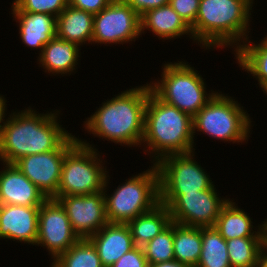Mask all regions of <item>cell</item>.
Instances as JSON below:
<instances>
[{
  "label": "cell",
  "mask_w": 267,
  "mask_h": 267,
  "mask_svg": "<svg viewBox=\"0 0 267 267\" xmlns=\"http://www.w3.org/2000/svg\"><path fill=\"white\" fill-rule=\"evenodd\" d=\"M52 111L38 113L29 106L8 115L0 135V161L14 164L23 156L58 149L72 133L58 123L60 110Z\"/></svg>",
  "instance_id": "cell-1"
},
{
  "label": "cell",
  "mask_w": 267,
  "mask_h": 267,
  "mask_svg": "<svg viewBox=\"0 0 267 267\" xmlns=\"http://www.w3.org/2000/svg\"><path fill=\"white\" fill-rule=\"evenodd\" d=\"M148 96V83L124 90L104 101L94 114L83 121V128L93 136L121 146L142 147Z\"/></svg>",
  "instance_id": "cell-2"
},
{
  "label": "cell",
  "mask_w": 267,
  "mask_h": 267,
  "mask_svg": "<svg viewBox=\"0 0 267 267\" xmlns=\"http://www.w3.org/2000/svg\"><path fill=\"white\" fill-rule=\"evenodd\" d=\"M253 0H200L191 31L194 42L207 49L234 48L249 39ZM202 44V45H201Z\"/></svg>",
  "instance_id": "cell-3"
},
{
  "label": "cell",
  "mask_w": 267,
  "mask_h": 267,
  "mask_svg": "<svg viewBox=\"0 0 267 267\" xmlns=\"http://www.w3.org/2000/svg\"><path fill=\"white\" fill-rule=\"evenodd\" d=\"M193 138V117L161 100L149 85L141 145L145 144L143 151L148 147L144 154L153 157L151 163L168 155L195 151Z\"/></svg>",
  "instance_id": "cell-4"
},
{
  "label": "cell",
  "mask_w": 267,
  "mask_h": 267,
  "mask_svg": "<svg viewBox=\"0 0 267 267\" xmlns=\"http://www.w3.org/2000/svg\"><path fill=\"white\" fill-rule=\"evenodd\" d=\"M149 168L126 179L110 195L107 194L110 181L107 174L103 193L108 223L127 224L160 203L159 173L155 164Z\"/></svg>",
  "instance_id": "cell-5"
},
{
  "label": "cell",
  "mask_w": 267,
  "mask_h": 267,
  "mask_svg": "<svg viewBox=\"0 0 267 267\" xmlns=\"http://www.w3.org/2000/svg\"><path fill=\"white\" fill-rule=\"evenodd\" d=\"M204 80L198 70L180 60L164 63L161 79L158 77L149 85L161 100L194 117L217 93H208Z\"/></svg>",
  "instance_id": "cell-6"
},
{
  "label": "cell",
  "mask_w": 267,
  "mask_h": 267,
  "mask_svg": "<svg viewBox=\"0 0 267 267\" xmlns=\"http://www.w3.org/2000/svg\"><path fill=\"white\" fill-rule=\"evenodd\" d=\"M244 106L231 96L217 92L193 117V135L196 131L228 143H247L251 121Z\"/></svg>",
  "instance_id": "cell-7"
},
{
  "label": "cell",
  "mask_w": 267,
  "mask_h": 267,
  "mask_svg": "<svg viewBox=\"0 0 267 267\" xmlns=\"http://www.w3.org/2000/svg\"><path fill=\"white\" fill-rule=\"evenodd\" d=\"M83 140L78 136V142L65 154L58 191L52 199L103 191L109 172L94 144Z\"/></svg>",
  "instance_id": "cell-8"
},
{
  "label": "cell",
  "mask_w": 267,
  "mask_h": 267,
  "mask_svg": "<svg viewBox=\"0 0 267 267\" xmlns=\"http://www.w3.org/2000/svg\"><path fill=\"white\" fill-rule=\"evenodd\" d=\"M195 151L163 157L155 165L159 173V201L169 207L180 195L210 189L214 182L195 160Z\"/></svg>",
  "instance_id": "cell-9"
},
{
  "label": "cell",
  "mask_w": 267,
  "mask_h": 267,
  "mask_svg": "<svg viewBox=\"0 0 267 267\" xmlns=\"http://www.w3.org/2000/svg\"><path fill=\"white\" fill-rule=\"evenodd\" d=\"M139 36L141 37L140 16L123 0H113L94 15L93 44L123 45L135 42Z\"/></svg>",
  "instance_id": "cell-10"
},
{
  "label": "cell",
  "mask_w": 267,
  "mask_h": 267,
  "mask_svg": "<svg viewBox=\"0 0 267 267\" xmlns=\"http://www.w3.org/2000/svg\"><path fill=\"white\" fill-rule=\"evenodd\" d=\"M215 185L180 195L169 207L174 223L193 227H214L221 209L230 198H221Z\"/></svg>",
  "instance_id": "cell-11"
},
{
  "label": "cell",
  "mask_w": 267,
  "mask_h": 267,
  "mask_svg": "<svg viewBox=\"0 0 267 267\" xmlns=\"http://www.w3.org/2000/svg\"><path fill=\"white\" fill-rule=\"evenodd\" d=\"M78 142L71 135L58 149L23 156L14 164L49 199L58 191L65 154Z\"/></svg>",
  "instance_id": "cell-12"
},
{
  "label": "cell",
  "mask_w": 267,
  "mask_h": 267,
  "mask_svg": "<svg viewBox=\"0 0 267 267\" xmlns=\"http://www.w3.org/2000/svg\"><path fill=\"white\" fill-rule=\"evenodd\" d=\"M79 237L74 233L62 205L52 198L47 199L39 209L36 246L47 248L51 261L71 248Z\"/></svg>",
  "instance_id": "cell-13"
},
{
  "label": "cell",
  "mask_w": 267,
  "mask_h": 267,
  "mask_svg": "<svg viewBox=\"0 0 267 267\" xmlns=\"http://www.w3.org/2000/svg\"><path fill=\"white\" fill-rule=\"evenodd\" d=\"M56 200L65 209L79 239H89L108 223L103 191L87 195H66Z\"/></svg>",
  "instance_id": "cell-14"
},
{
  "label": "cell",
  "mask_w": 267,
  "mask_h": 267,
  "mask_svg": "<svg viewBox=\"0 0 267 267\" xmlns=\"http://www.w3.org/2000/svg\"><path fill=\"white\" fill-rule=\"evenodd\" d=\"M40 206L0 204V240L35 245Z\"/></svg>",
  "instance_id": "cell-15"
},
{
  "label": "cell",
  "mask_w": 267,
  "mask_h": 267,
  "mask_svg": "<svg viewBox=\"0 0 267 267\" xmlns=\"http://www.w3.org/2000/svg\"><path fill=\"white\" fill-rule=\"evenodd\" d=\"M0 171V204L41 206L48 198L15 164L3 163Z\"/></svg>",
  "instance_id": "cell-16"
},
{
  "label": "cell",
  "mask_w": 267,
  "mask_h": 267,
  "mask_svg": "<svg viewBox=\"0 0 267 267\" xmlns=\"http://www.w3.org/2000/svg\"><path fill=\"white\" fill-rule=\"evenodd\" d=\"M89 240L96 247L103 267H111L135 247L127 224L107 223Z\"/></svg>",
  "instance_id": "cell-17"
},
{
  "label": "cell",
  "mask_w": 267,
  "mask_h": 267,
  "mask_svg": "<svg viewBox=\"0 0 267 267\" xmlns=\"http://www.w3.org/2000/svg\"><path fill=\"white\" fill-rule=\"evenodd\" d=\"M19 27L20 38L26 47L40 49L56 37L57 18L47 13L12 11Z\"/></svg>",
  "instance_id": "cell-18"
},
{
  "label": "cell",
  "mask_w": 267,
  "mask_h": 267,
  "mask_svg": "<svg viewBox=\"0 0 267 267\" xmlns=\"http://www.w3.org/2000/svg\"><path fill=\"white\" fill-rule=\"evenodd\" d=\"M236 205L238 204L230 199L221 209L215 224V228L220 232L221 236L225 240L237 237H267V218L255 227L252 217L250 218L245 210Z\"/></svg>",
  "instance_id": "cell-19"
},
{
  "label": "cell",
  "mask_w": 267,
  "mask_h": 267,
  "mask_svg": "<svg viewBox=\"0 0 267 267\" xmlns=\"http://www.w3.org/2000/svg\"><path fill=\"white\" fill-rule=\"evenodd\" d=\"M140 21L141 35L149 30L158 39L172 40L188 35L194 41L191 28L169 4L146 11Z\"/></svg>",
  "instance_id": "cell-20"
},
{
  "label": "cell",
  "mask_w": 267,
  "mask_h": 267,
  "mask_svg": "<svg viewBox=\"0 0 267 267\" xmlns=\"http://www.w3.org/2000/svg\"><path fill=\"white\" fill-rule=\"evenodd\" d=\"M81 47L74 42L65 41L58 37L53 38L48 44L43 47V51L37 58L44 72L50 75H71L75 72L78 65V58L81 56ZM80 51V53H79Z\"/></svg>",
  "instance_id": "cell-21"
},
{
  "label": "cell",
  "mask_w": 267,
  "mask_h": 267,
  "mask_svg": "<svg viewBox=\"0 0 267 267\" xmlns=\"http://www.w3.org/2000/svg\"><path fill=\"white\" fill-rule=\"evenodd\" d=\"M94 15L67 5L57 16L56 37L81 47L92 44Z\"/></svg>",
  "instance_id": "cell-22"
},
{
  "label": "cell",
  "mask_w": 267,
  "mask_h": 267,
  "mask_svg": "<svg viewBox=\"0 0 267 267\" xmlns=\"http://www.w3.org/2000/svg\"><path fill=\"white\" fill-rule=\"evenodd\" d=\"M172 223L169 209L159 203L152 210L138 215L127 225L136 247H143Z\"/></svg>",
  "instance_id": "cell-23"
},
{
  "label": "cell",
  "mask_w": 267,
  "mask_h": 267,
  "mask_svg": "<svg viewBox=\"0 0 267 267\" xmlns=\"http://www.w3.org/2000/svg\"><path fill=\"white\" fill-rule=\"evenodd\" d=\"M173 245L176 261L196 267L201 255L202 227L184 226L173 222Z\"/></svg>",
  "instance_id": "cell-24"
},
{
  "label": "cell",
  "mask_w": 267,
  "mask_h": 267,
  "mask_svg": "<svg viewBox=\"0 0 267 267\" xmlns=\"http://www.w3.org/2000/svg\"><path fill=\"white\" fill-rule=\"evenodd\" d=\"M234 55L240 68L258 80L259 85L267 81V45L261 39L257 44L247 39Z\"/></svg>",
  "instance_id": "cell-25"
},
{
  "label": "cell",
  "mask_w": 267,
  "mask_h": 267,
  "mask_svg": "<svg viewBox=\"0 0 267 267\" xmlns=\"http://www.w3.org/2000/svg\"><path fill=\"white\" fill-rule=\"evenodd\" d=\"M226 242L231 267H256L267 237H237Z\"/></svg>",
  "instance_id": "cell-26"
},
{
  "label": "cell",
  "mask_w": 267,
  "mask_h": 267,
  "mask_svg": "<svg viewBox=\"0 0 267 267\" xmlns=\"http://www.w3.org/2000/svg\"><path fill=\"white\" fill-rule=\"evenodd\" d=\"M196 267H231L227 242L214 227H202L201 255Z\"/></svg>",
  "instance_id": "cell-27"
},
{
  "label": "cell",
  "mask_w": 267,
  "mask_h": 267,
  "mask_svg": "<svg viewBox=\"0 0 267 267\" xmlns=\"http://www.w3.org/2000/svg\"><path fill=\"white\" fill-rule=\"evenodd\" d=\"M50 267H103L96 247L89 239H79L60 254Z\"/></svg>",
  "instance_id": "cell-28"
},
{
  "label": "cell",
  "mask_w": 267,
  "mask_h": 267,
  "mask_svg": "<svg viewBox=\"0 0 267 267\" xmlns=\"http://www.w3.org/2000/svg\"><path fill=\"white\" fill-rule=\"evenodd\" d=\"M142 248L148 266L174 260L173 222Z\"/></svg>",
  "instance_id": "cell-29"
},
{
  "label": "cell",
  "mask_w": 267,
  "mask_h": 267,
  "mask_svg": "<svg viewBox=\"0 0 267 267\" xmlns=\"http://www.w3.org/2000/svg\"><path fill=\"white\" fill-rule=\"evenodd\" d=\"M67 5V0H13L11 11L47 13L57 18Z\"/></svg>",
  "instance_id": "cell-30"
},
{
  "label": "cell",
  "mask_w": 267,
  "mask_h": 267,
  "mask_svg": "<svg viewBox=\"0 0 267 267\" xmlns=\"http://www.w3.org/2000/svg\"><path fill=\"white\" fill-rule=\"evenodd\" d=\"M169 5L190 28L194 25L200 0H170Z\"/></svg>",
  "instance_id": "cell-31"
},
{
  "label": "cell",
  "mask_w": 267,
  "mask_h": 267,
  "mask_svg": "<svg viewBox=\"0 0 267 267\" xmlns=\"http://www.w3.org/2000/svg\"><path fill=\"white\" fill-rule=\"evenodd\" d=\"M111 267H148L143 248L134 247L132 250L125 253Z\"/></svg>",
  "instance_id": "cell-32"
},
{
  "label": "cell",
  "mask_w": 267,
  "mask_h": 267,
  "mask_svg": "<svg viewBox=\"0 0 267 267\" xmlns=\"http://www.w3.org/2000/svg\"><path fill=\"white\" fill-rule=\"evenodd\" d=\"M113 0H67L68 5L93 15L106 8Z\"/></svg>",
  "instance_id": "cell-33"
},
{
  "label": "cell",
  "mask_w": 267,
  "mask_h": 267,
  "mask_svg": "<svg viewBox=\"0 0 267 267\" xmlns=\"http://www.w3.org/2000/svg\"><path fill=\"white\" fill-rule=\"evenodd\" d=\"M128 3L133 10L139 15L146 11L169 4L170 0H123Z\"/></svg>",
  "instance_id": "cell-34"
},
{
  "label": "cell",
  "mask_w": 267,
  "mask_h": 267,
  "mask_svg": "<svg viewBox=\"0 0 267 267\" xmlns=\"http://www.w3.org/2000/svg\"><path fill=\"white\" fill-rule=\"evenodd\" d=\"M7 100L5 99L4 95L0 94V135L2 133V130L6 124L7 119H5L6 117V110H7V104H6Z\"/></svg>",
  "instance_id": "cell-35"
},
{
  "label": "cell",
  "mask_w": 267,
  "mask_h": 267,
  "mask_svg": "<svg viewBox=\"0 0 267 267\" xmlns=\"http://www.w3.org/2000/svg\"><path fill=\"white\" fill-rule=\"evenodd\" d=\"M148 267H189L186 264H183L179 261L171 260V261H166V262H161L157 263L154 265H149Z\"/></svg>",
  "instance_id": "cell-36"
},
{
  "label": "cell",
  "mask_w": 267,
  "mask_h": 267,
  "mask_svg": "<svg viewBox=\"0 0 267 267\" xmlns=\"http://www.w3.org/2000/svg\"><path fill=\"white\" fill-rule=\"evenodd\" d=\"M256 267H267V246L261 252L258 264Z\"/></svg>",
  "instance_id": "cell-37"
},
{
  "label": "cell",
  "mask_w": 267,
  "mask_h": 267,
  "mask_svg": "<svg viewBox=\"0 0 267 267\" xmlns=\"http://www.w3.org/2000/svg\"><path fill=\"white\" fill-rule=\"evenodd\" d=\"M259 86H260V88L262 89L264 95H265V94L267 95V81L262 82Z\"/></svg>",
  "instance_id": "cell-38"
},
{
  "label": "cell",
  "mask_w": 267,
  "mask_h": 267,
  "mask_svg": "<svg viewBox=\"0 0 267 267\" xmlns=\"http://www.w3.org/2000/svg\"><path fill=\"white\" fill-rule=\"evenodd\" d=\"M262 41L267 45V34H266V36L262 39Z\"/></svg>",
  "instance_id": "cell-39"
}]
</instances>
